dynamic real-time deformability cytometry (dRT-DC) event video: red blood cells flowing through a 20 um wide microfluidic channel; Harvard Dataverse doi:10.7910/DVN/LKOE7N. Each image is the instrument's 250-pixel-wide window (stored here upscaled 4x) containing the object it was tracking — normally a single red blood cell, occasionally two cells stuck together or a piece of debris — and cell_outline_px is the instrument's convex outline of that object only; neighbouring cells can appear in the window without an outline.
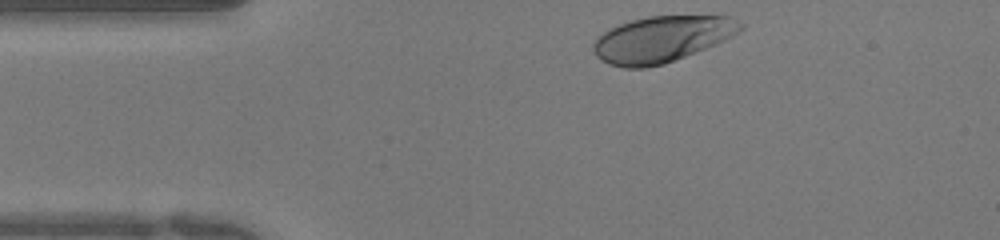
{"species": "human", "species_latin": "Homo sapiens", "temperature_condition": "warm", "stored_images_in_passage": 33, "camera_frame_rate_fps": 3000, "um_per_image_px": 0.085, "donor": {"sex": "female"}, "frame": {"image": 1, "passage_image": 1, "time_ms": 0.0, "image_size_px": [1000, 240], "cell_outline_px": [[744, 28], [732, 36], [724, 40], [664, 64], [644, 68], [624, 68], [608, 64], [600, 60], [596, 56], [592, 48], [592, 44], [608, 28], [632, 20], [648, 16], [728, 16], [744, 24]], "centroid_in_image_um": [56.22, 3.33], "position_along_channel_um": 28.8, "area_um2": 39.3}}
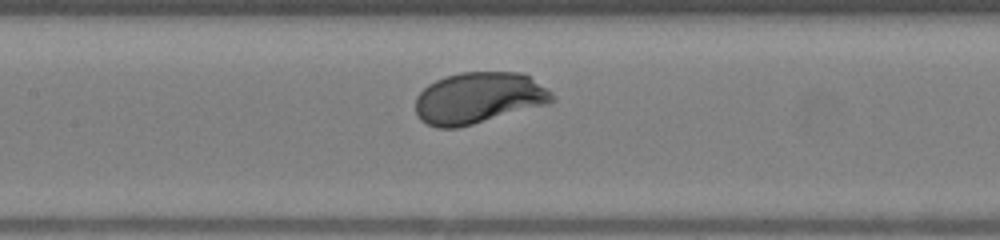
{"frame": {"image": 2, "passage_image": 15, "time_ms": 4.667, "image_size_px": [1000, 240], "cell_outline_px": [[556, 100], [552, 104], [456, 128], [436, 128], [420, 120], [416, 116], [416, 96], [428, 84], [444, 76], [460, 72], [520, 72], [528, 76], [552, 92]], "centroid_in_image_um": [40.69, 8.33], "position_along_channel_um": 166.7, "area_um2": 41.21}}
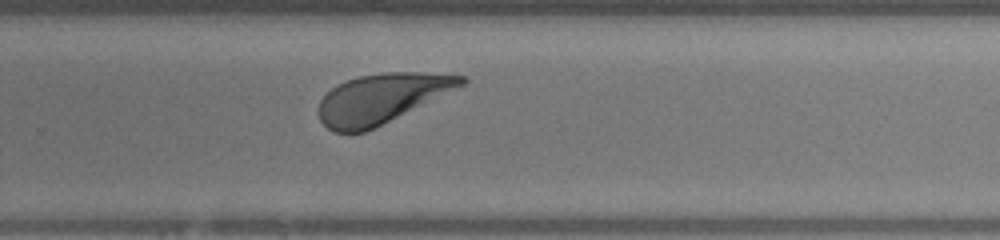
{"frame": {"image": 3, "passage_image": 25, "time_ms": 8.0, "image_size_px": [1000, 240], "cell_outline_px": [[468, 80], [464, 84], [364, 132], [332, 132], [320, 120], [316, 112], [320, 100], [332, 88], [348, 80], [360, 76], [384, 72], [420, 72], [468, 76]], "centroid_in_image_um": [32.38, 8.36], "position_along_channel_um": 297.4, "area_um2": 40.29}, "authors_computed_cell_mechanics": {"area_um2": 40.749, "velocity_mm_per_s": 3.9303, "shape_relaxation_time_tau1_ms": 1.5369, "shape_relaxation_time_tau2_ms": 2.8194, "deformation_change_tau1": 0.1253, "deformation_change_tau2": 0.0955}}